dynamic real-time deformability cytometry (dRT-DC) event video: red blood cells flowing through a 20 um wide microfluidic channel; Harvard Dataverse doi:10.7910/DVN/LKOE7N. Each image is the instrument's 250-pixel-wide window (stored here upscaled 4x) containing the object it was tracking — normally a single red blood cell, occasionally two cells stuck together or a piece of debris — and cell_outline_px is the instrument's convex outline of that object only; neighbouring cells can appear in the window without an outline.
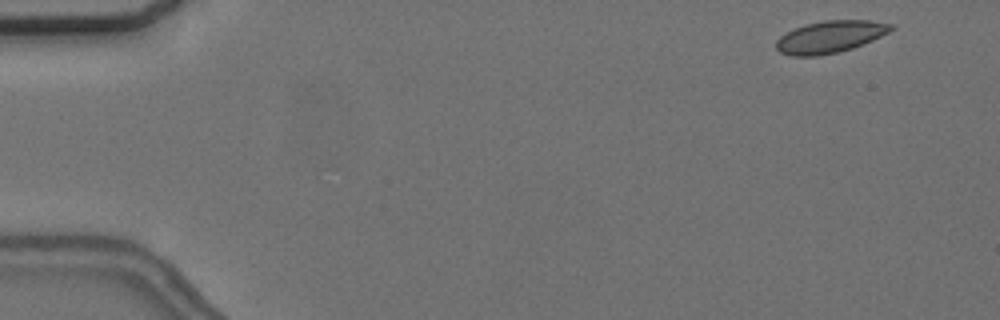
{"species": "common noctule bat (a hibernating species)", "species_latin": "Nyctalus noctula", "temperature_condition": "cold", "stored_images_in_passage": 8, "camera_frame_rate_fps": 3000, "um_per_image_px": 0.085, "animal": {"sex": "female", "body_mass_g": 24.6, "forearm_length_mm": 56.2}, "frame": {"image": 1, "passage_image": 2, "time_ms": 0.333, "image_size_px": [1000, 320], "cell_outline_px": [[896, 28], [872, 40], [852, 48], [836, 52], [816, 56], [792, 56], [780, 52], [776, 48], [776, 40], [780, 36], [804, 24], [824, 20], [868, 20], [896, 24]], "centroid_in_image_um": [70.58, 3.11], "position_along_channel_um": 14.4, "area_um2": 21.39}}